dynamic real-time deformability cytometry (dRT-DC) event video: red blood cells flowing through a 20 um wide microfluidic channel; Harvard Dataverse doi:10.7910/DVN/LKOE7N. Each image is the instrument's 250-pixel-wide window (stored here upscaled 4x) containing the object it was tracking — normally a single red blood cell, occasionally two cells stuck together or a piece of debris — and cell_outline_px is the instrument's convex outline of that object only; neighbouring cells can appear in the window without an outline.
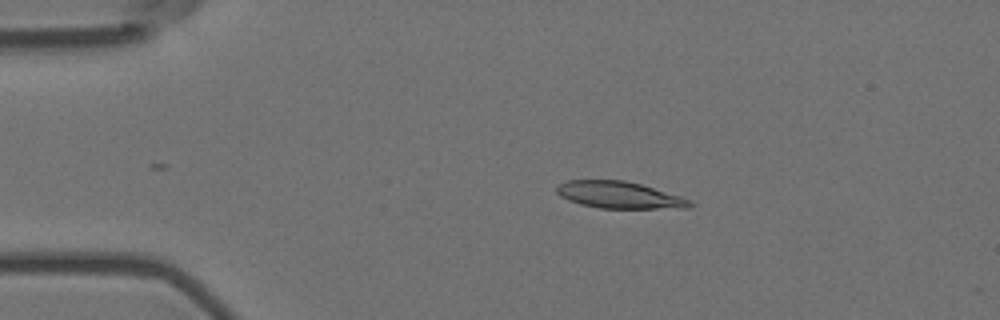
{"species": "Egyptian fruit bat (a non-hibernating species)", "species_latin": "Rousettus aegyptiacus", "temperature_condition": "room temperature", "stored_images_in_passage": 9, "camera_frame_rate_fps": 3000, "um_per_image_px": 0.085, "animal": {"sex": "female"}, "frame": {"image": 1, "passage_image": 3, "time_ms": 0.667, "image_size_px": [1000, 320], "cell_outline_px": [[696, 204], [692, 208], [600, 208], [580, 204], [568, 200], [560, 196], [556, 192], [556, 184], [568, 180], [624, 180], [640, 184], [680, 196], [692, 200]], "centroid_in_image_um": [52.65, 16.58], "position_along_channel_um": 32.4, "area_um2": 20.98}}
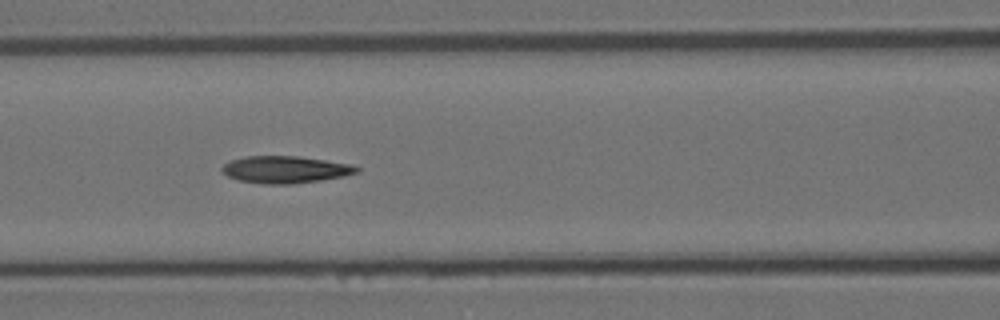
{"frame": {"image": 2, "passage_image": 7, "time_ms": 2.0, "image_size_px": [1000, 320], "cell_outline_px": [[360, 172], [344, 176], [320, 180], [292, 184], [264, 184], [240, 180], [228, 176], [220, 172], [220, 168], [224, 164], [232, 160], [248, 156], [296, 156], [352, 164], [360, 168]], "centroid_in_image_um": [24.26, 14.41], "position_along_channel_um": 142.3, "area_um2": 21.21}}
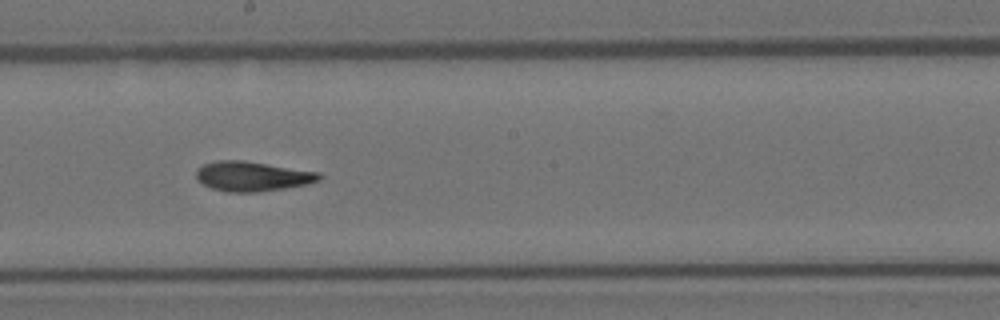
{"frame": {"image": 3, "passage_image": 9, "time_ms": 2.667, "image_size_px": [1000, 320], "cell_outline_px": [[324, 176], [320, 180], [308, 184], [284, 188], [256, 192], [228, 192], [212, 188], [196, 180], [196, 168], [204, 164], [216, 160], [244, 160], [320, 172]], "centroid_in_image_um": [21.45, 14.97], "position_along_channel_um": 226.7, "area_um2": 21.5}}